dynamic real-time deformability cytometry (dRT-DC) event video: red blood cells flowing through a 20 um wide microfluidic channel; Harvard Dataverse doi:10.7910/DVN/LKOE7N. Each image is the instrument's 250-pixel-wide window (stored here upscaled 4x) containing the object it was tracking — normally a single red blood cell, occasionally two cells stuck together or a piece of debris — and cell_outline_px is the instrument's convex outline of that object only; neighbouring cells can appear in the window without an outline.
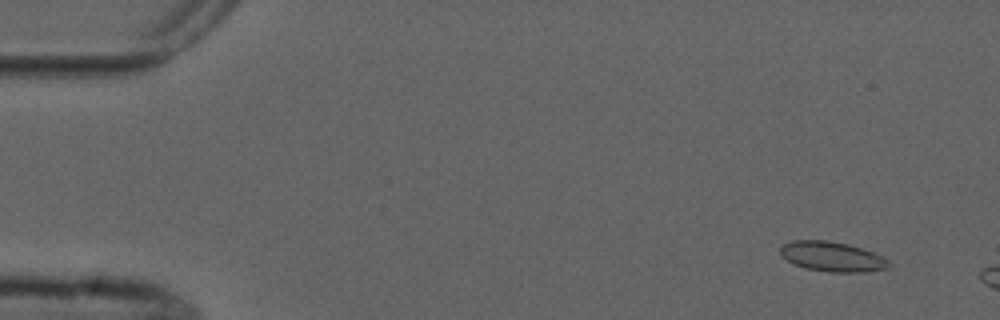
{"species": "common noctule bat (a hibernating species)", "species_latin": "Nyctalus noctula", "temperature_condition": "cold", "stored_images_in_passage": 3, "camera_frame_rate_fps": 3000, "um_per_image_px": 0.085, "animal": {"sex": "male", "forearm_length_mm": 52.5}, "frame": {"image": 1, "passage_image": 1, "time_ms": 0.0, "image_size_px": [1000, 320], "cell_outline_px": [[892, 268], [864, 272], [828, 272], [808, 268], [792, 264], [780, 256], [780, 248], [784, 244], [792, 240], [828, 240], [848, 244], [876, 252], [888, 260], [892, 264]], "centroid_in_image_um": [70.77, 21.81], "position_along_channel_um": 14.2, "area_um2": 19.25}}